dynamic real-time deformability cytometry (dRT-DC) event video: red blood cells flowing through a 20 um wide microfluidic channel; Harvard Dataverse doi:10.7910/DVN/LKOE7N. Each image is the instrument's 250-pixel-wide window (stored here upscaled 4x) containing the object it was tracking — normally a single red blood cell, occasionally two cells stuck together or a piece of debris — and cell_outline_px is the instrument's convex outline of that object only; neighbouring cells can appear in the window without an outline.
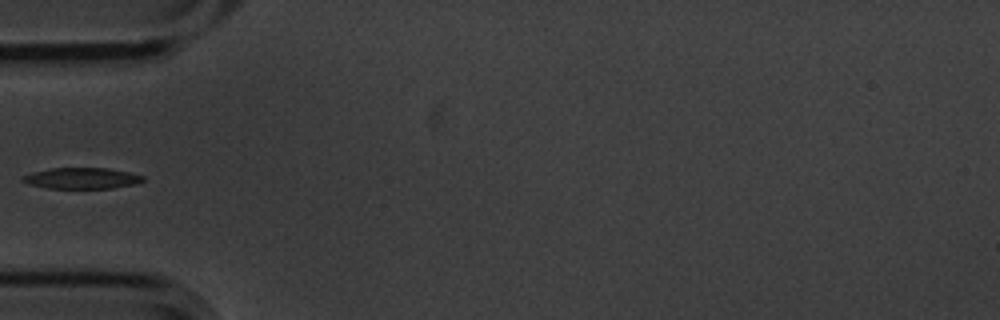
{"species": "common noctule bat (a hibernating species)", "species_latin": "Nyctalus noctula", "temperature_condition": "cold", "stored_images_in_passage": 5, "camera_frame_rate_fps": 3000, "um_per_image_px": 0.085, "animal": {"sex": "male", "body_mass_g": 20.1, "forearm_length_mm": 53.5}, "frame": {"image": 1, "passage_image": 4, "time_ms": 1.0, "image_size_px": [1000, 320], "cell_outline_px": [[144, 180], [136, 184], [112, 188], [48, 188], [28, 184], [20, 180], [20, 176], [48, 168], [108, 168], [128, 172], [144, 176]], "centroid_in_image_um": [6.92, 15.15], "position_along_channel_um": 78.1, "area_um2": 14.8}}
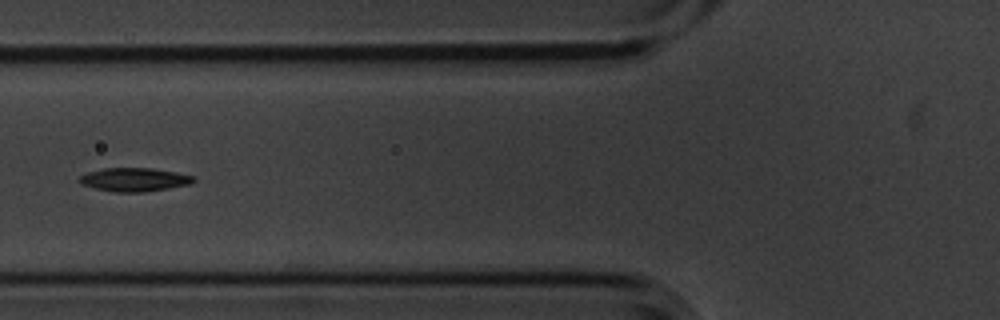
{"frame": {"image": 2, "passage_image": 5, "time_ms": 1.333, "image_size_px": [1000, 320], "cell_outline_px": [[196, 180], [192, 184], [144, 192], [112, 192], [80, 184], [76, 180], [80, 176], [88, 172], [104, 168], [152, 168], [176, 172], [192, 176]], "centroid_in_image_um": [11.4, 15.27], "position_along_channel_um": 114.4, "area_um2": 15.72}}